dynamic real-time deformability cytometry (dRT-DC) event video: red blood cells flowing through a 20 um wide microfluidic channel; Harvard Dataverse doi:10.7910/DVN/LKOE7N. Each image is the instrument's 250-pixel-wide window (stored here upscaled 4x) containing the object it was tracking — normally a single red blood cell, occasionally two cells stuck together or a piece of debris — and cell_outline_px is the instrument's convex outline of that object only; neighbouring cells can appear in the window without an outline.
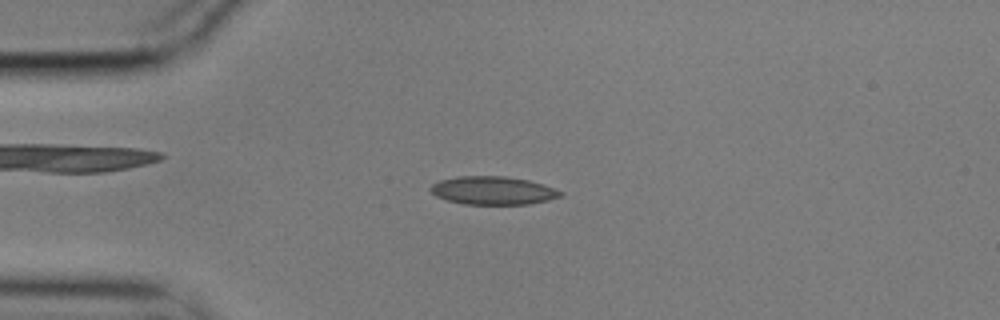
{"species": "common noctule bat (a hibernating species)", "species_latin": "Nyctalus noctula", "temperature_condition": "cold", "stored_images_in_passage": 56, "camera_frame_rate_fps": 3000, "um_per_image_px": 0.085, "animal": {"sex": "male", "body_mass_g": 17.9}, "frame": {"image": 1, "passage_image": 13, "time_ms": 4.0, "image_size_px": [1000, 320], "cell_outline_px": [[564, 196], [548, 200], [528, 204], [464, 204], [448, 200], [436, 196], [428, 188], [432, 184], [440, 180], [456, 176], [504, 176], [528, 180], [544, 184], [564, 192]], "centroid_in_image_um": [41.92, 16.19], "position_along_channel_um": 43.1, "area_um2": 21.44}}
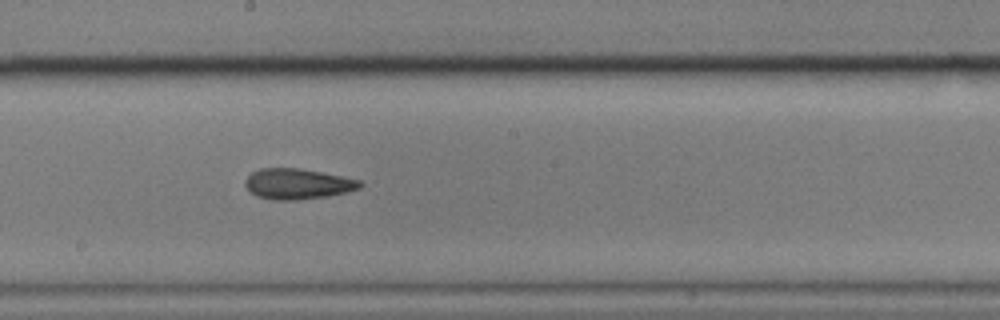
{"frame": {"image": 2, "passage_image": 30, "time_ms": 9.667, "image_size_px": [1000, 320], "cell_outline_px": [[364, 184], [360, 188], [348, 192], [328, 196], [296, 200], [272, 200], [256, 196], [244, 184], [244, 180], [252, 172], [260, 168], [300, 168], [360, 180]], "centroid_in_image_um": [25.29, 15.63], "position_along_channel_um": 222.9, "area_um2": 20.46}}
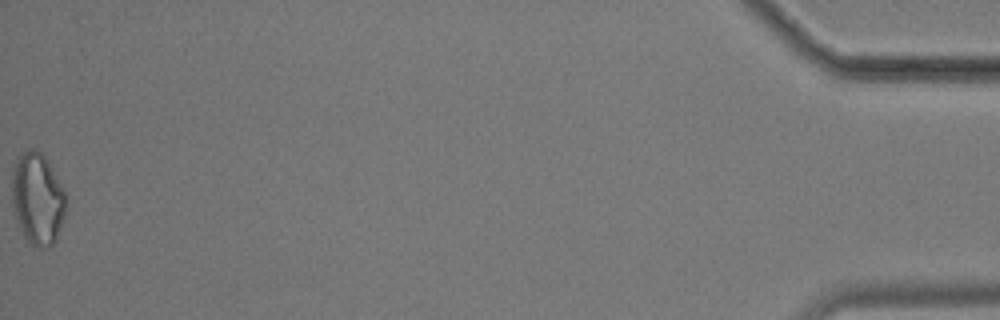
{"frame": {"image": 3, "passage_image": 56, "time_ms": 18.333, "image_size_px": [1000, 320], "cell_outline_px": [[64, 220], [56, 240], [48, 248], [36, 248], [24, 236], [16, 220], [12, 204], [12, 168], [16, 156], [28, 148], [36, 148], [48, 160], [64, 192]], "centroid_in_image_um": [3.15, 16.87], "position_along_channel_um": 432.0, "area_um2": 29.07}, "authors_computed_cell_mechanics": {"area_um2": 20.7791, "velocity_mm_per_s": 3.523, "shape_relaxation_time_tau1_ms": null, "shape_relaxation_time_tau2_ms": 5.8615, "deformation_change_tau1": null, "deformation_change_tau2": 0.1198}}